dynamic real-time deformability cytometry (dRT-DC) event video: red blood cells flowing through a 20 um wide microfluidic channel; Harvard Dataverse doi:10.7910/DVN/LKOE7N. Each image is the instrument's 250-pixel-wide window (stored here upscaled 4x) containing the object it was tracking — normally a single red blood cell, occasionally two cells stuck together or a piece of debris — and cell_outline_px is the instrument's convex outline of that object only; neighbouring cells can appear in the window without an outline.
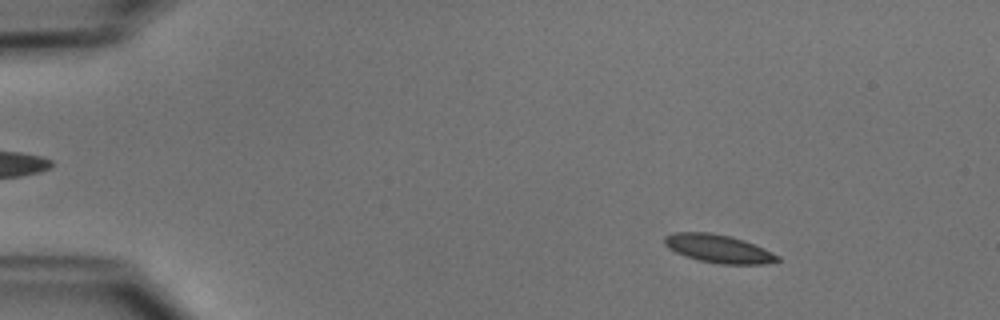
{"species": "common noctule bat (a hibernating species)", "species_latin": "Nyctalus noctula", "temperature_condition": "cold", "stored_images_in_passage": 51, "camera_frame_rate_fps": 3000, "um_per_image_px": 0.085, "animal": {"sex": "male", "body_mass_g": 15.6}, "frame": {"image": 1, "passage_image": 7, "time_ms": 2.0, "image_size_px": [1000, 320], "cell_outline_px": [[780, 260], [764, 264], [720, 264], [700, 260], [684, 256], [668, 248], [664, 244], [664, 236], [672, 232], [708, 232], [728, 236], [764, 248], [780, 256]], "centroid_in_image_um": [61.03, 21.14], "position_along_channel_um": 24.0, "area_um2": 18.38}}
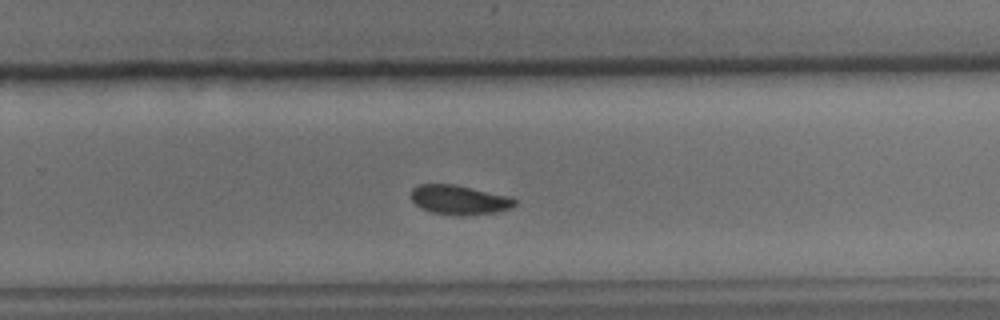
{"frame": {"image": 2, "passage_image": 34, "time_ms": 11.0, "image_size_px": [1000, 320], "cell_outline_px": [[516, 204], [512, 208], [496, 212], [456, 216], [428, 212], [420, 208], [412, 200], [412, 188], [416, 184], [452, 184], [512, 196], [516, 200]], "centroid_in_image_um": [39.04, 16.99], "position_along_channel_um": 290.8, "area_um2": 17.98}}
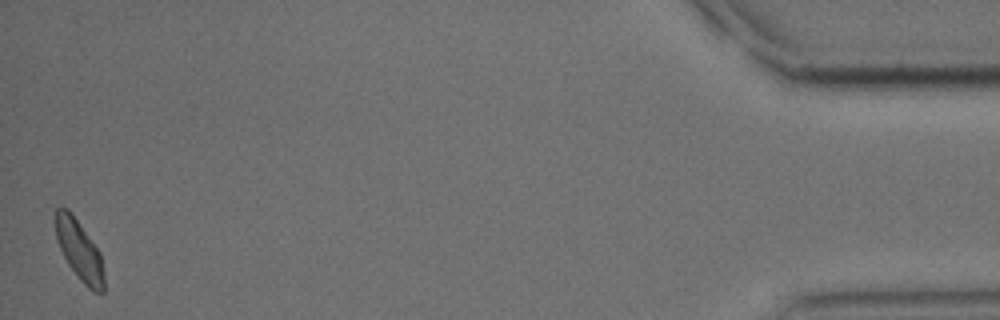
{"frame": {"image": 3, "passage_image": 51, "time_ms": 16.667, "image_size_px": [1000, 320], "cell_outline_px": [[104, 292], [92, 292], [76, 276], [68, 264], [56, 240], [52, 220], [56, 208], [68, 208], [72, 212], [100, 252], [104, 272]], "centroid_in_image_um": [6.7, 21.24], "position_along_channel_um": 428.5, "area_um2": 17.46}, "authors_computed_cell_mechanics": {"area_um2": 18.0914, "velocity_mm_per_s": 3.9043, "shape_relaxation_time_tau1_ms": 3.0803, "shape_relaxation_time_tau2_ms": 2.1714, "deformation_change_tau1": 0.0997, "deformation_change_tau2": 0.0607}}